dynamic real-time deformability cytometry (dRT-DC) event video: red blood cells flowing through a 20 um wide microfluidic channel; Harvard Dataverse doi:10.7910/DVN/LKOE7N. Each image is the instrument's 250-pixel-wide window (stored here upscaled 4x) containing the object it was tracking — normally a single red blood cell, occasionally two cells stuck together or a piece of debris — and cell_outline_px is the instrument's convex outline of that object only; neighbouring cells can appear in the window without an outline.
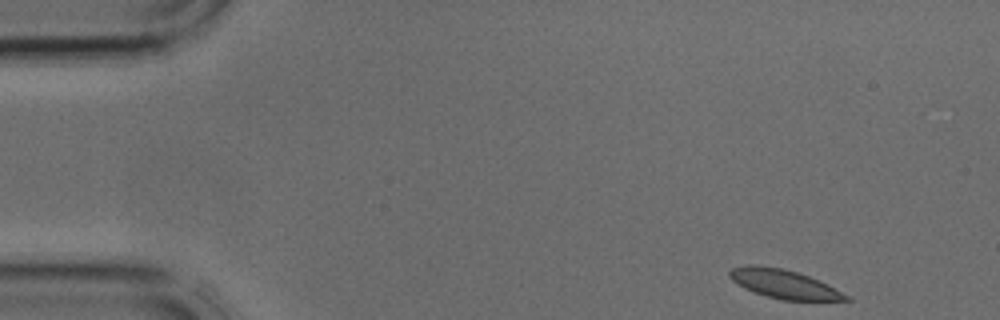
{"species": "common noctule bat (a hibernating species)", "species_latin": "Nyctalus noctula", "temperature_condition": "cold", "stored_images_in_passage": 4, "segment_of_instrument_passage": [2, 2], "camera_frame_rate_fps": 3000, "um_per_image_px": 0.085, "animal": {"sex": "male", "body_mass_g": 17.9, "forearm_length_mm": 54.2}, "frame": {"image": 1, "passage_image": 4, "time_ms": 1.0, "image_size_px": [1000, 320], "cell_outline_px": [[852, 300], [780, 300], [744, 288], [732, 280], [728, 276], [728, 272], [732, 268], [752, 264], [756, 264], [784, 268], [808, 276], [828, 284], [848, 296]], "centroid_in_image_um": [66.6, 24.12], "position_along_channel_um": 18.4, "area_um2": 19.36}}